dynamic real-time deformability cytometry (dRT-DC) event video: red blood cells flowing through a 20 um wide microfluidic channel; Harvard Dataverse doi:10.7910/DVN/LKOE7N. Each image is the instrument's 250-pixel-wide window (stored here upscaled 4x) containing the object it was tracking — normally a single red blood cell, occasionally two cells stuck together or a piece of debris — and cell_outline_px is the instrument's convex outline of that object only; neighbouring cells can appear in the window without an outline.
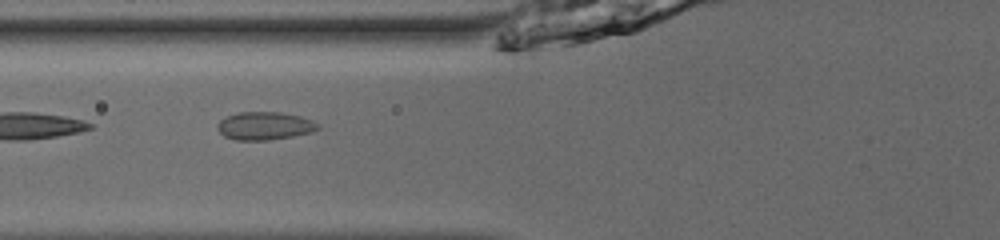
{"species": "common noctule bat (a hibernating species)", "species_latin": "Nyctalus noctula", "temperature_condition": "room temperature", "stored_images_in_passage": 53, "camera_frame_rate_fps": 3000, "um_per_image_px": 0.085, "animal": {"sex": "male", "body_mass_g": 13.0, "forearm_length_mm": 53.1}, "frame": {"image": 1, "passage_image": 23, "time_ms": 7.333, "image_size_px": [1000, 240], "cell_outline_px": [[320, 128], [312, 132], [292, 136], [268, 140], [236, 140], [224, 136], [216, 128], [216, 124], [220, 120], [236, 112], [280, 112], [300, 116], [312, 120], [320, 124]], "centroid_in_image_um": [22.49, 10.69], "position_along_channel_um": 103.3, "area_um2": 16.47}}
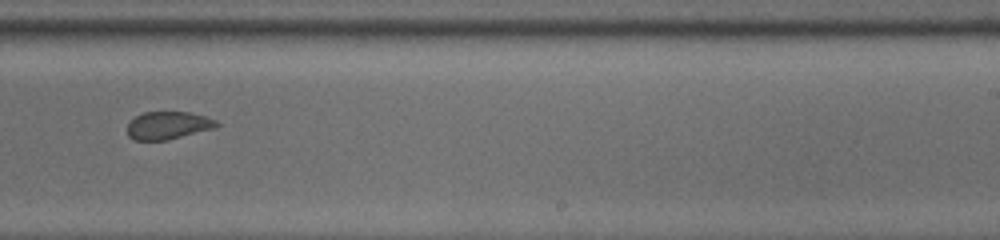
{"frame": {"image": 2, "passage_image": 36, "time_ms": 11.667, "image_size_px": [1000, 240], "cell_outline_px": [[220, 124], [216, 128], [168, 140], [132, 140], [128, 136], [128, 124], [136, 116], [144, 112], [188, 112], [204, 116], [216, 120]], "centroid_in_image_um": [14.3, 10.67], "position_along_channel_um": 274.7, "area_um2": 14.45}}
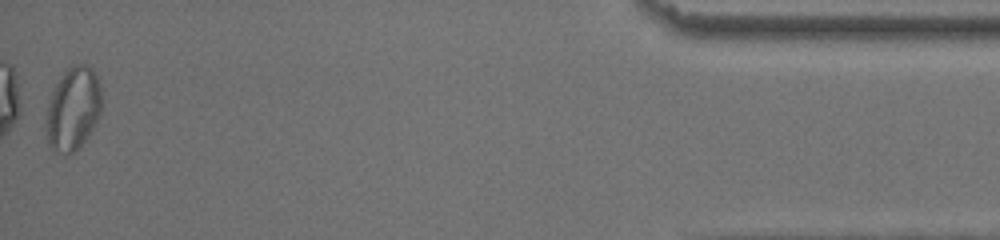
{"frame": {"image": 3, "passage_image": 53, "time_ms": 17.333, "image_size_px": [1000, 240], "cell_outline_px": [[104, 104], [92, 128], [76, 152], [64, 156], [52, 148], [48, 144], [44, 128], [44, 124], [48, 104], [56, 84], [64, 72], [68, 68], [76, 64], [88, 64], [92, 68], [96, 76], [100, 88]], "centroid_in_image_um": [6.2, 9.27], "position_along_channel_um": 429.0, "area_um2": 27.17}}